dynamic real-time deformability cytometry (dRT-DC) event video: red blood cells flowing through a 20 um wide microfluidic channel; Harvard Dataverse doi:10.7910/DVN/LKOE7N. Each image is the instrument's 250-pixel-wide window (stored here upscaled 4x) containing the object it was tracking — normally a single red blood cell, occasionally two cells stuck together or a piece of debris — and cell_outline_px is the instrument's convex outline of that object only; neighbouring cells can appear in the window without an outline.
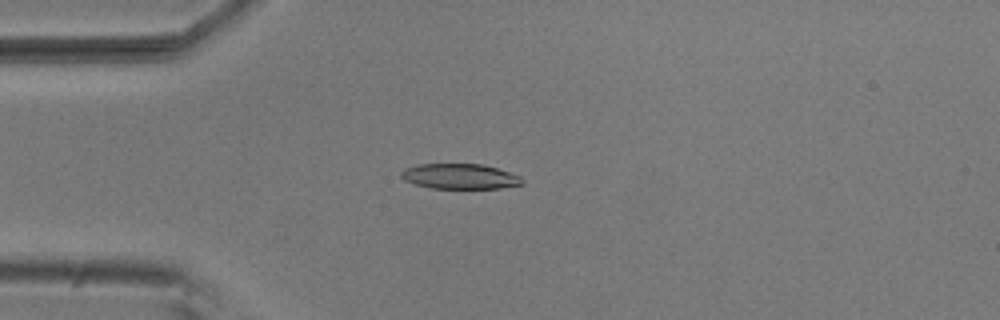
{"species": "common noctule bat (a hibernating species)", "species_latin": "Nyctalus noctula", "temperature_condition": "room temperature", "stored_images_in_passage": 6, "camera_frame_rate_fps": 3000, "um_per_image_px": 0.085, "animal": {"sex": "male", "body_mass_g": 20.5, "forearm_length_mm": 52.5}, "frame": {"image": 1, "passage_image": 3, "time_ms": 0.667, "image_size_px": [1000, 320], "cell_outline_px": [[524, 184], [500, 188], [432, 188], [416, 184], [404, 180], [400, 176], [400, 172], [404, 168], [416, 164], [484, 164], [520, 176], [524, 180]], "centroid_in_image_um": [39.07, 14.98], "position_along_channel_um": 45.9, "area_um2": 17.8}}
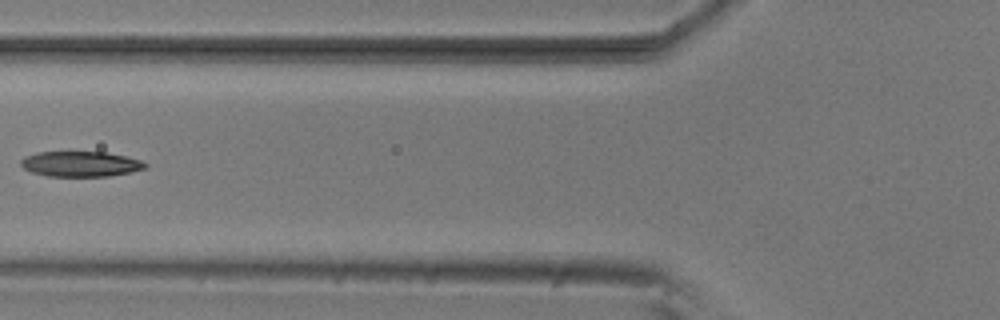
{"frame": {"image": 2, "passage_image": 5, "time_ms": 1.333, "image_size_px": [1000, 320], "cell_outline_px": [[148, 168], [108, 176], [48, 176], [32, 172], [24, 168], [20, 164], [20, 160], [24, 156], [36, 152], [104, 152], [128, 156], [140, 160], [148, 164]], "centroid_in_image_um": [6.85, 13.93], "position_along_channel_um": 119.0, "area_um2": 18.38}}
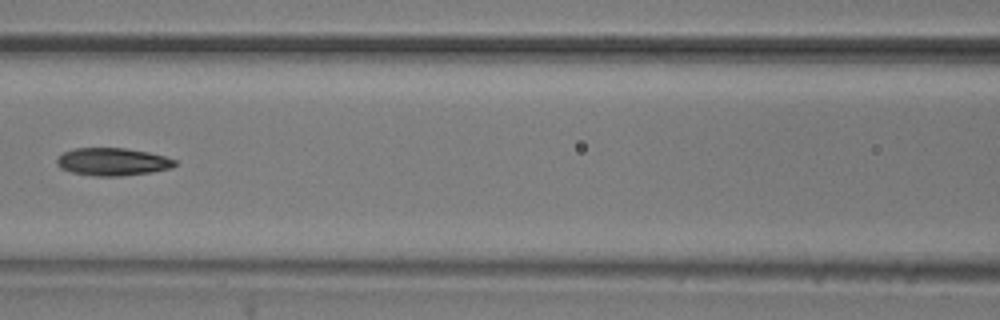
{"frame": {"image": 3, "passage_image": 6, "time_ms": 1.667, "image_size_px": [1000, 320], "cell_outline_px": [[176, 164], [172, 168], [152, 172], [120, 176], [96, 176], [72, 172], [60, 168], [56, 164], [56, 160], [64, 152], [72, 148], [124, 148], [148, 152], [164, 156], [176, 160]], "centroid_in_image_um": [9.57, 13.75], "position_along_channel_um": 157.0, "area_um2": 19.02}}